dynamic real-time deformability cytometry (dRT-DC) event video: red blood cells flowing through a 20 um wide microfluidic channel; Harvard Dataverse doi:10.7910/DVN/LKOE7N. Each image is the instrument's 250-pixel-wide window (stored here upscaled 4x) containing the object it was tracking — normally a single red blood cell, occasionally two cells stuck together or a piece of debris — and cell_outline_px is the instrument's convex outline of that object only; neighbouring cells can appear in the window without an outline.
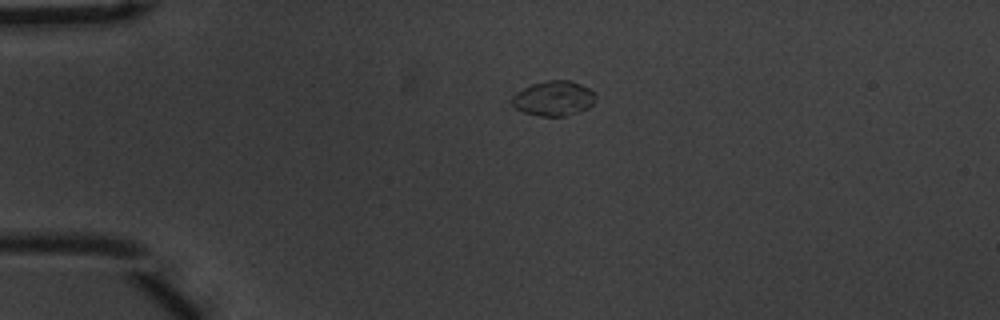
{"species": "common noctule bat (a hibernating species)", "species_latin": "Nyctalus noctula", "temperature_condition": "warm", "stored_images_in_passage": 43, "camera_frame_rate_fps": 3000, "um_per_image_px": 0.085, "animal": {"sex": "male", "body_mass_g": 20.1, "forearm_length_mm": 53.5}, "frame": {"image": 1, "passage_image": 1, "time_ms": 0.0, "image_size_px": [1000, 320], "cell_outline_px": [[596, 96], [592, 104], [588, 108], [564, 116], [540, 116], [524, 112], [516, 108], [512, 104], [512, 96], [516, 92], [532, 84], [548, 80], [572, 80], [596, 92]], "centroid_in_image_um": [47.07, 8.35], "position_along_channel_um": 37.9, "area_um2": 16.94}}
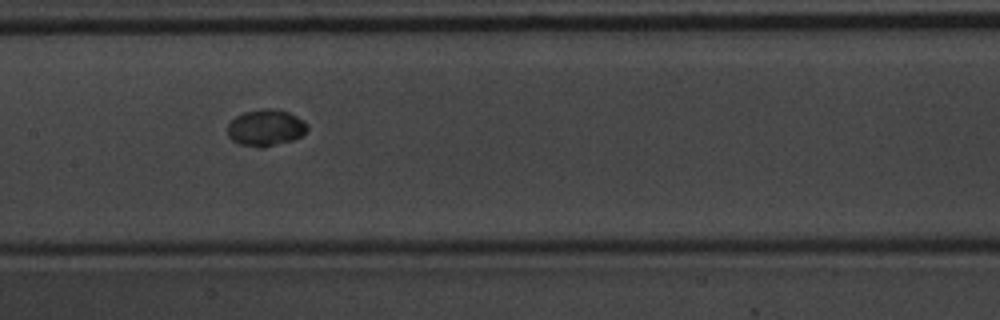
{"frame": {"image": 2, "passage_image": 16, "time_ms": 5.0, "image_size_px": [1000, 320], "cell_outline_px": [[308, 128], [300, 136], [292, 140], [264, 148], [260, 148], [240, 144], [232, 140], [228, 136], [228, 124], [236, 116], [244, 112], [260, 108], [268, 108], [288, 112], [304, 120], [308, 124]], "centroid_in_image_um": [22.58, 10.86], "position_along_channel_um": 184.8, "area_um2": 16.99}}
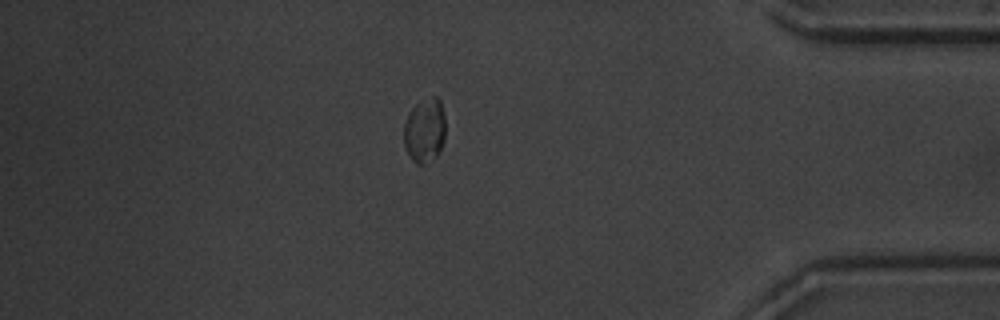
{"frame": {"image": 3, "passage_image": 36, "time_ms": 11.667, "image_size_px": [1000, 320], "cell_outline_px": [[444, 140], [440, 152], [436, 156], [424, 164], [416, 164], [412, 160], [404, 144], [404, 124], [408, 112], [416, 104], [432, 96], [436, 96], [440, 100], [444, 116]], "centroid_in_image_um": [36.1, 11.09], "position_along_channel_um": 399.1, "area_um2": 15.55}, "authors_computed_cell_mechanics": {"area_um2": 16.184, "velocity_mm_per_s": 3.6806, "shape_relaxation_time_tau1_ms": 2.2627, "shape_relaxation_time_tau2_ms": null, "deformation_change_tau1": 0.1255, "deformation_change_tau2": null}}